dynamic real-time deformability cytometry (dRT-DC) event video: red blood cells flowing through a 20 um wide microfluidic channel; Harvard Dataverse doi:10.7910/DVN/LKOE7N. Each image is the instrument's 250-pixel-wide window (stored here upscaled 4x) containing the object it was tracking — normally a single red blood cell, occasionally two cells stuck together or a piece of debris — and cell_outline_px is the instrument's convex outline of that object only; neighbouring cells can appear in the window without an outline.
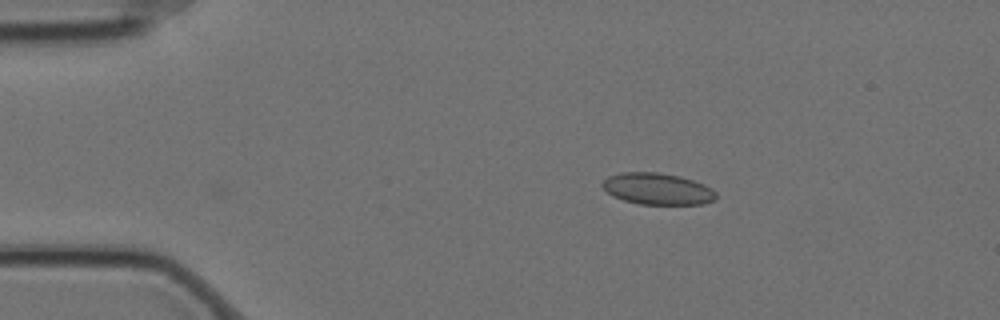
{"species": "Egyptian fruit bat (a non-hibernating species)", "species_latin": "Rousettus aegyptiacus", "temperature_condition": "cold", "stored_images_in_passage": 4, "camera_frame_rate_fps": 3000, "um_per_image_px": 0.085, "animal": {"sex": "female"}, "frame": {"image": 1, "passage_image": 1, "time_ms": 0.0, "image_size_px": [1000, 320], "cell_outline_px": [[716, 200], [704, 204], [640, 204], [624, 200], [612, 196], [600, 184], [608, 176], [620, 172], [656, 172], [680, 176], [704, 184], [712, 188], [716, 192]], "centroid_in_image_um": [55.89, 16.05], "position_along_channel_um": 29.1, "area_um2": 20.98}}
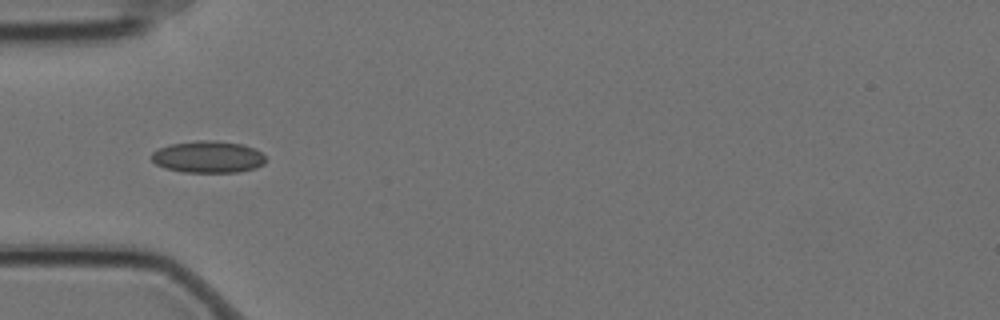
{"frame": {"image": 2, "passage_image": 3, "time_ms": 0.667, "image_size_px": [1000, 320], "cell_outline_px": [[264, 164], [256, 168], [236, 172], [184, 172], [164, 168], [156, 164], [152, 160], [152, 152], [168, 144], [196, 140], [216, 140], [244, 144], [256, 148], [264, 156]], "centroid_in_image_um": [17.69, 13.32], "position_along_channel_um": 67.3, "area_um2": 21.39}}
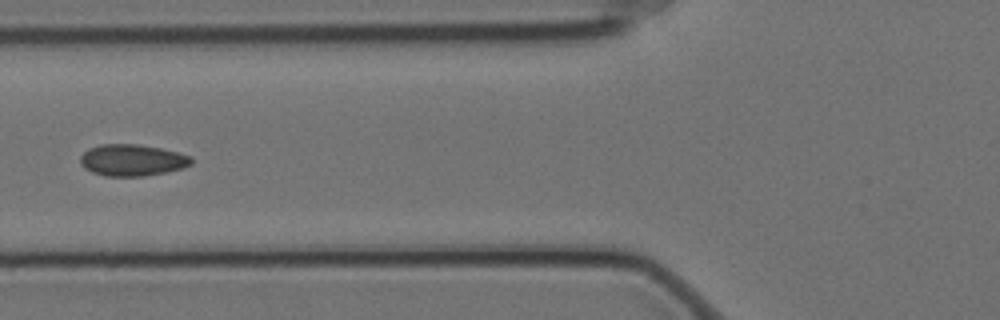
{"frame": {"image": 3, "passage_image": 4, "time_ms": 1.0, "image_size_px": [1000, 320], "cell_outline_px": [[192, 164], [184, 168], [144, 176], [104, 176], [92, 172], [84, 168], [80, 164], [80, 156], [88, 148], [100, 144], [136, 144], [160, 148], [176, 152], [188, 156], [192, 160]], "centroid_in_image_um": [11.19, 13.61], "position_along_channel_um": 114.6, "area_um2": 20.4}}